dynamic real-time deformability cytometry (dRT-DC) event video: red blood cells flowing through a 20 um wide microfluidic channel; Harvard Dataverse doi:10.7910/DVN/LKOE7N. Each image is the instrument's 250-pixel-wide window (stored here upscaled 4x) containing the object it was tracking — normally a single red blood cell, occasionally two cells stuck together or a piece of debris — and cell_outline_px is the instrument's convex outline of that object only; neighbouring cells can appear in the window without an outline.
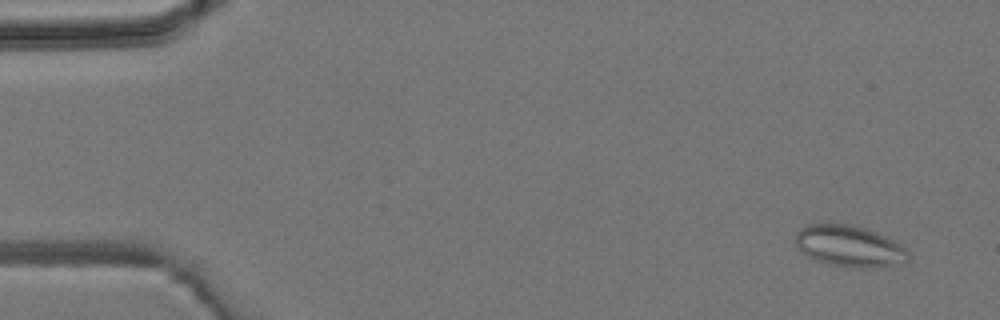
{"species": "common noctule bat (a hibernating species)", "species_latin": "Nyctalus noctula", "temperature_condition": "room temperature", "stored_images_in_passage": 4, "camera_frame_rate_fps": 3000, "um_per_image_px": 0.085, "animal": {"sex": "male", "body_mass_g": 19.2, "forearm_length_mm": 51.8}, "frame": {"image": 1, "passage_image": 1, "time_ms": 0.0, "image_size_px": [1000, 320], "cell_outline_px": [[908, 260], [868, 268], [860, 268], [832, 264], [816, 260], [800, 252], [796, 248], [796, 232], [800, 228], [808, 224], [852, 224], [888, 236], [900, 244], [908, 252]], "centroid_in_image_um": [72.14, 20.89], "position_along_channel_um": 12.9, "area_um2": 26.82}}